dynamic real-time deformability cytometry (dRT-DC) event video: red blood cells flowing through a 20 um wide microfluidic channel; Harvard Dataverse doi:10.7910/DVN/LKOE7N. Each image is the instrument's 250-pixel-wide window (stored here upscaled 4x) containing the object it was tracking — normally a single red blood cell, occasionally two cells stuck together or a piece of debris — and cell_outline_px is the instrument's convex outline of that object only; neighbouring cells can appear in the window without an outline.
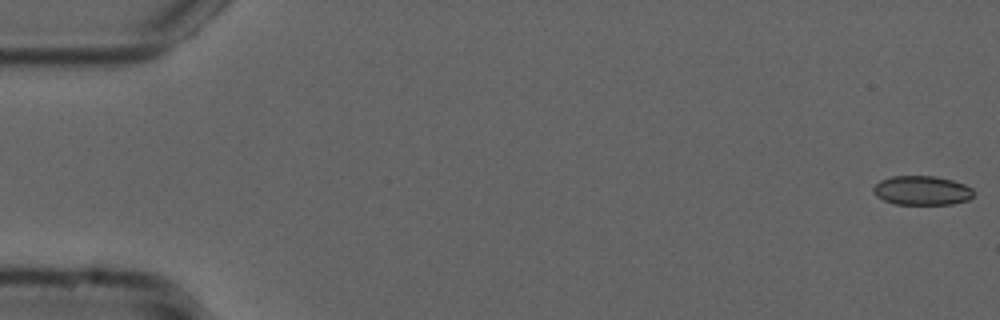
{"species": "common noctule bat (a hibernating species)", "species_latin": "Nyctalus noctula", "temperature_condition": "cold", "stored_images_in_passage": 55, "camera_frame_rate_fps": 3000, "um_per_image_px": 0.085, "animal": {"sex": "male", "forearm_length_mm": 52.5}, "frame": {"image": 1, "passage_image": 1, "time_ms": 0.0, "image_size_px": [1000, 320], "cell_outline_px": [[976, 192], [968, 200], [952, 204], [896, 204], [884, 200], [876, 196], [872, 192], [872, 188], [880, 180], [892, 176], [936, 176], [952, 180], [964, 184], [972, 188]], "centroid_in_image_um": [78.37, 16.19], "position_along_channel_um": 6.6, "area_um2": 17.17}}
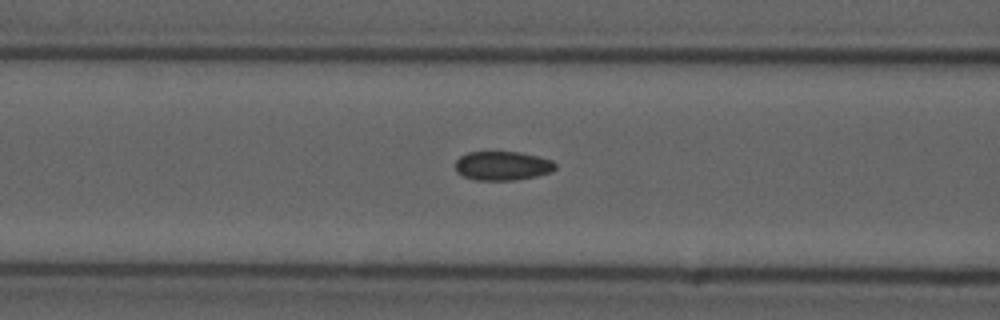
{"frame": {"image": 2, "passage_image": 22, "time_ms": 7.0, "image_size_px": [1000, 320], "cell_outline_px": [[556, 168], [552, 172], [536, 176], [512, 180], [476, 180], [464, 176], [456, 172], [456, 160], [460, 156], [468, 152], [520, 152], [552, 160], [556, 164]], "centroid_in_image_um": [42.71, 14.09], "position_along_channel_um": 123.9, "area_um2": 16.88}}
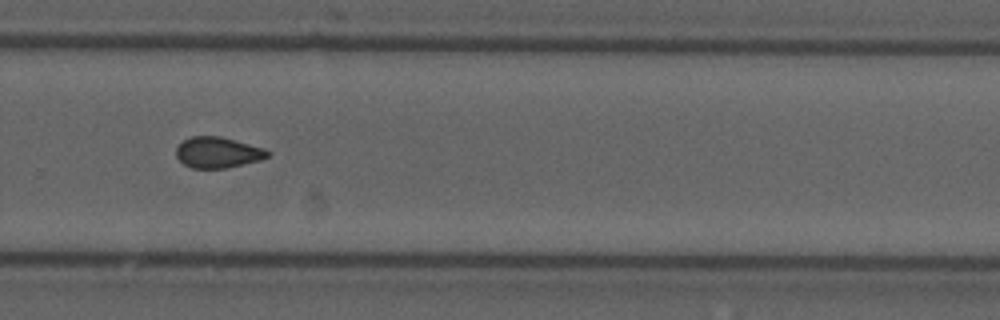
{"frame": {"image": 3, "passage_image": 37, "time_ms": 12.0, "image_size_px": [1000, 320], "cell_outline_px": [[272, 156], [260, 160], [224, 168], [192, 168], [184, 164], [176, 156], [176, 148], [184, 140], [192, 136], [220, 136], [264, 148], [272, 152]], "centroid_in_image_um": [18.54, 12.96], "position_along_channel_um": 311.3, "area_um2": 16.42}, "authors_computed_cell_mechanics": {"area_um2": 17.1088, "velocity_mm_per_s": 3.7622, "shape_relaxation_time_tau1_ms": null, "shape_relaxation_time_tau2_ms": 2.3084, "deformation_change_tau1": null, "deformation_change_tau2": 0.0837}}